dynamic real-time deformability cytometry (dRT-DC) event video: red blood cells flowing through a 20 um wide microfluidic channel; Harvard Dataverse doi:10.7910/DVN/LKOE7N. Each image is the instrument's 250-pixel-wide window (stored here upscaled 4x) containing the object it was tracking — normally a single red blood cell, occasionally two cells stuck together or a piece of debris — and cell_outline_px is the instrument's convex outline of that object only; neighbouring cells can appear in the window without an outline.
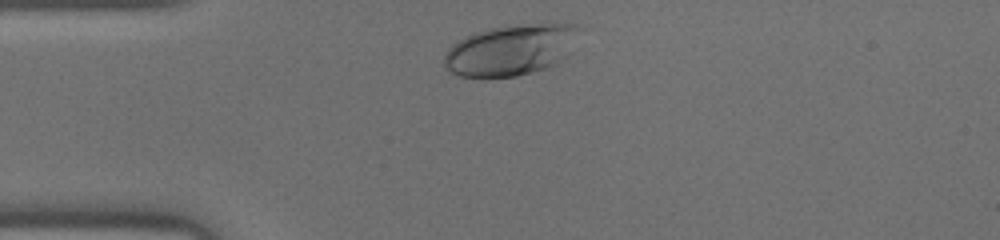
{"species": "human", "species_latin": "Homo sapiens", "temperature_condition": "warm", "stored_images_in_passage": 27, "camera_frame_rate_fps": 3000, "um_per_image_px": 0.085, "donor": {"sex": "male"}, "frame": {"image": 1, "passage_image": 2, "time_ms": 0.333, "image_size_px": [1000, 240], "cell_outline_px": [[580, 28], [564, 56], [556, 64], [532, 72], [516, 76], [484, 80], [480, 80], [460, 76], [448, 72], [444, 68], [444, 56], [448, 48], [452, 44], [476, 32], [488, 28], [528, 24], [576, 24]], "centroid_in_image_um": [43.3, 4.3], "position_along_channel_um": 41.7, "area_um2": 40.11}}
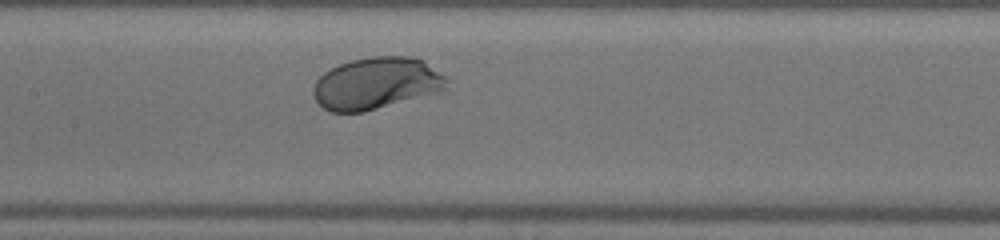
{"frame": {"image": 2, "passage_image": 13, "time_ms": 4.0, "image_size_px": [1000, 240], "cell_outline_px": [[448, 88], [440, 92], [364, 112], [332, 112], [324, 108], [316, 100], [312, 92], [312, 88], [316, 80], [324, 72], [340, 64], [352, 60], [372, 56], [412, 56], [420, 60], [448, 76]], "centroid_in_image_um": [32.02, 7.09], "position_along_channel_um": 175.4, "area_um2": 40.52}}
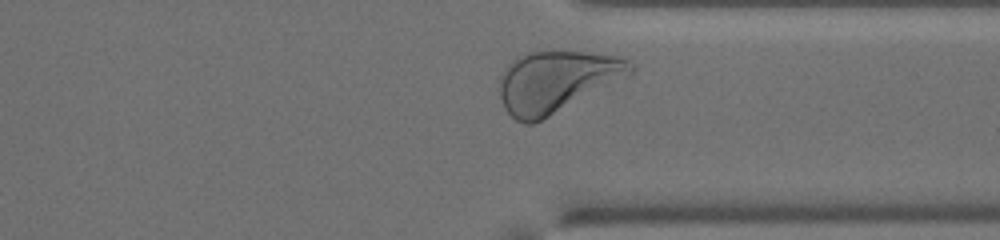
{"frame": {"image": 3, "passage_image": 26, "time_ms": 8.333, "image_size_px": [1000, 240], "cell_outline_px": [[636, 68], [628, 76], [532, 124], [524, 124], [516, 120], [504, 108], [500, 96], [500, 72], [516, 56], [528, 52], [584, 52], [616, 56], [628, 60]], "centroid_in_image_um": [47.26, 6.91], "position_along_channel_um": 364.1, "area_um2": 46.24}}